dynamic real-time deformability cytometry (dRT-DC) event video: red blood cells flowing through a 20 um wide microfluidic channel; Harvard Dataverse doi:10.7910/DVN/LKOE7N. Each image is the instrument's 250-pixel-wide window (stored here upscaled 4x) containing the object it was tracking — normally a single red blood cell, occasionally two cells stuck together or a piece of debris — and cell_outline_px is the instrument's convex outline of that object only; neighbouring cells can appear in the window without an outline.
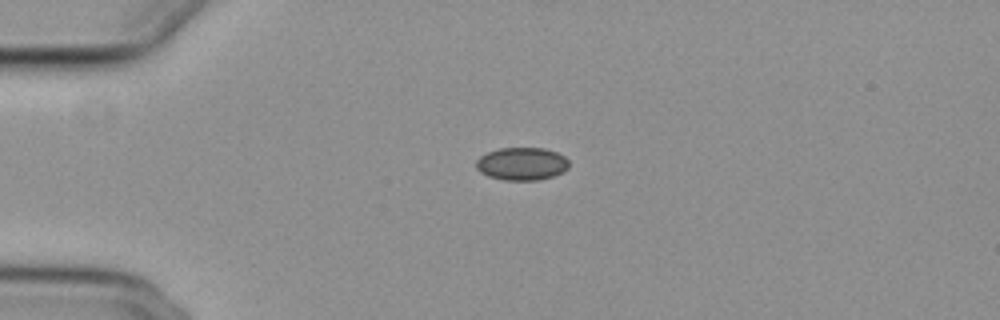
{"species": "common noctule bat (a hibernating species)", "species_latin": "Nyctalus noctula", "temperature_condition": "cold", "stored_images_in_passage": 43, "camera_frame_rate_fps": 3000, "um_per_image_px": 0.085, "animal": {"sex": "female", "body_mass_g": 29.2, "forearm_length_mm": 56.3}, "frame": {"image": 1, "passage_image": 1, "time_ms": 0.0, "image_size_px": [1000, 320], "cell_outline_px": [[568, 168], [552, 176], [536, 180], [504, 180], [488, 176], [480, 172], [476, 168], [476, 160], [480, 156], [488, 152], [500, 148], [544, 148], [556, 152], [564, 156], [568, 160]], "centroid_in_image_um": [44.32, 13.92], "position_along_channel_um": 40.7, "area_um2": 17.63}}
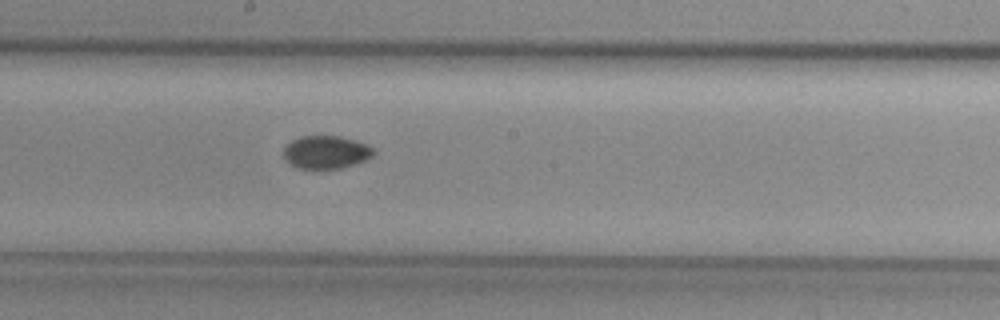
{"frame": {"image": 2, "passage_image": 18, "time_ms": 5.667, "image_size_px": [1000, 320], "cell_outline_px": [[376, 152], [372, 156], [364, 160], [340, 168], [300, 168], [292, 164], [284, 156], [284, 148], [292, 140], [300, 136], [340, 136], [368, 144]], "centroid_in_image_um": [27.73, 12.91], "position_along_channel_um": 220.5, "area_um2": 16.94}}
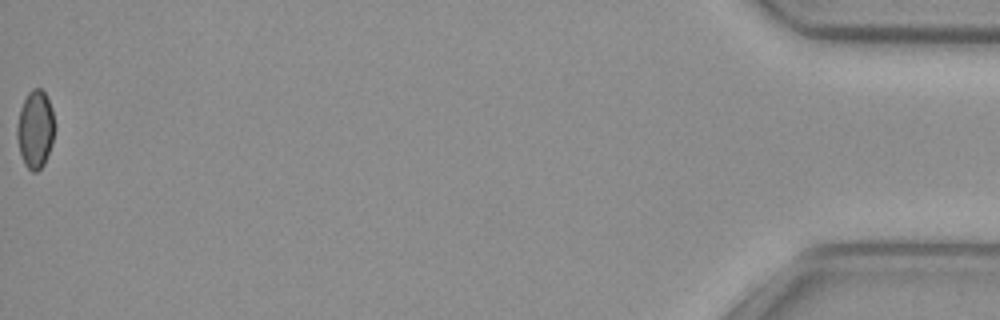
{"frame": {"image": 3, "passage_image": 43, "time_ms": 14.0, "image_size_px": [1000, 320], "cell_outline_px": [[56, 128], [52, 144], [44, 164], [36, 172], [32, 172], [24, 164], [20, 152], [16, 136], [16, 128], [20, 108], [28, 92], [32, 88], [40, 88], [44, 92], [52, 108]], "centroid_in_image_um": [3.01, 10.98], "position_along_channel_um": 432.2, "area_um2": 17.28}, "authors_computed_cell_mechanics": {"area_um2": 17.4556, "velocity_mm_per_s": 3.7463, "shape_relaxation_time_tau1_ms": null, "shape_relaxation_time_tau2_ms": 7.1596, "deformation_change_tau1": null, "deformation_change_tau2": 0.0612}}